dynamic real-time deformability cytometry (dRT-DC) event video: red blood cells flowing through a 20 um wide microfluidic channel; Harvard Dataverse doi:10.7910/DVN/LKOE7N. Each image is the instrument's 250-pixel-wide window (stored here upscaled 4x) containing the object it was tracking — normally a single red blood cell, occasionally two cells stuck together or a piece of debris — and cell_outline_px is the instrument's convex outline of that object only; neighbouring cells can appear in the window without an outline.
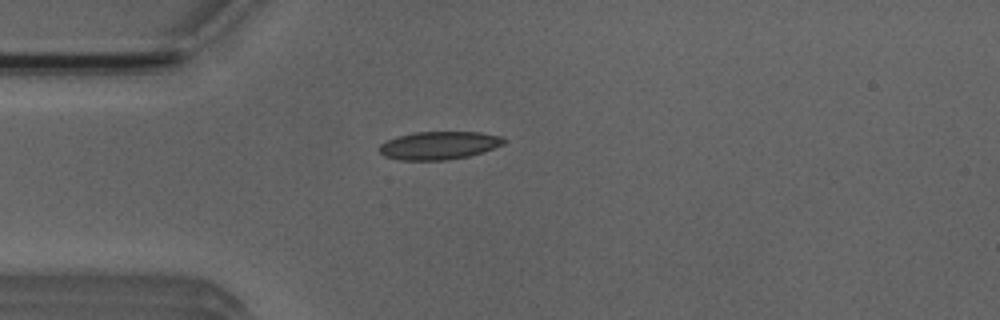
{"species": "Egyptian fruit bat (a non-hibernating species)", "species_latin": "Rousettus aegyptiacus", "temperature_condition": "room temperature", "stored_images_in_passage": 4, "camera_frame_rate_fps": 3000, "um_per_image_px": 0.085, "animal": {"sex": "male"}, "frame": {"image": 1, "passage_image": 4, "time_ms": 3.333, "image_size_px": [1000, 320], "cell_outline_px": [[508, 140], [504, 144], [484, 152], [468, 156], [444, 160], [400, 160], [384, 156], [376, 148], [380, 144], [396, 136], [416, 132], [480, 132], [504, 136]], "centroid_in_image_um": [37.34, 12.35], "position_along_channel_um": 47.7, "area_um2": 20.58}}